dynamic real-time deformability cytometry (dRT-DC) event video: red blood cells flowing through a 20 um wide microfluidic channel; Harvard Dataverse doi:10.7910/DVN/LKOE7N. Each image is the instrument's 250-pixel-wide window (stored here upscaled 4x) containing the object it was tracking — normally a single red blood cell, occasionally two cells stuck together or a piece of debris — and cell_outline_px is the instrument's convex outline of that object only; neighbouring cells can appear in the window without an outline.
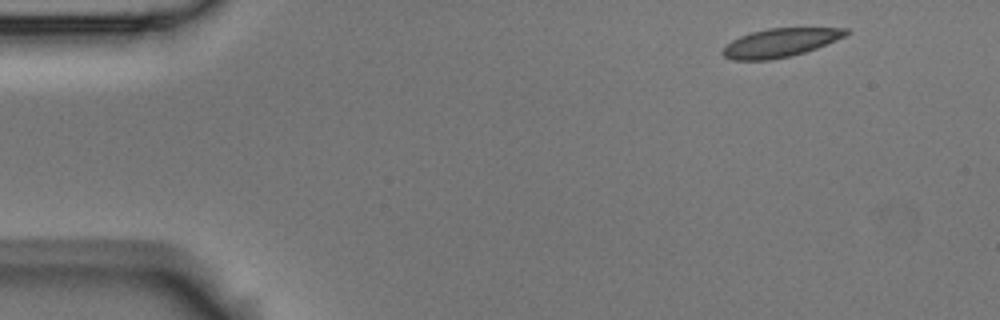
{"species": "Egyptian fruit bat (a non-hibernating species)", "species_latin": "Rousettus aegyptiacus", "temperature_condition": "room temperature", "stored_images_in_passage": 4, "camera_frame_rate_fps": 3000, "um_per_image_px": 0.085, "animal": {"sex": "male"}, "frame": {"image": 1, "passage_image": 1, "time_ms": 0.0, "image_size_px": [1000, 320], "cell_outline_px": [[852, 32], [836, 40], [816, 48], [792, 56], [768, 60], [732, 60], [724, 56], [720, 52], [732, 40], [740, 36], [752, 32], [768, 28], [848, 28]], "centroid_in_image_um": [66.32, 3.63], "position_along_channel_um": 18.7, "area_um2": 20.46}}
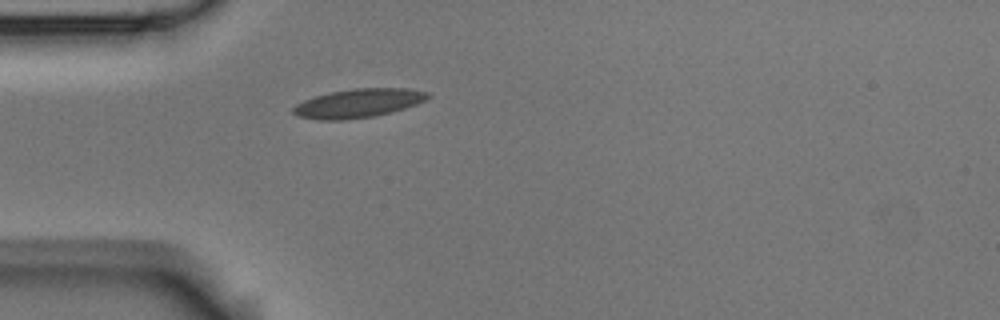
{"frame": {"image": 2, "passage_image": 4, "time_ms": 1.0, "image_size_px": [1000, 320], "cell_outline_px": [[432, 96], [416, 104], [404, 108], [376, 116], [344, 120], [320, 120], [300, 116], [292, 112], [292, 108], [296, 104], [304, 100], [328, 92], [352, 88], [408, 88], [428, 92]], "centroid_in_image_um": [30.46, 8.76], "position_along_channel_um": 54.5, "area_um2": 22.6}}